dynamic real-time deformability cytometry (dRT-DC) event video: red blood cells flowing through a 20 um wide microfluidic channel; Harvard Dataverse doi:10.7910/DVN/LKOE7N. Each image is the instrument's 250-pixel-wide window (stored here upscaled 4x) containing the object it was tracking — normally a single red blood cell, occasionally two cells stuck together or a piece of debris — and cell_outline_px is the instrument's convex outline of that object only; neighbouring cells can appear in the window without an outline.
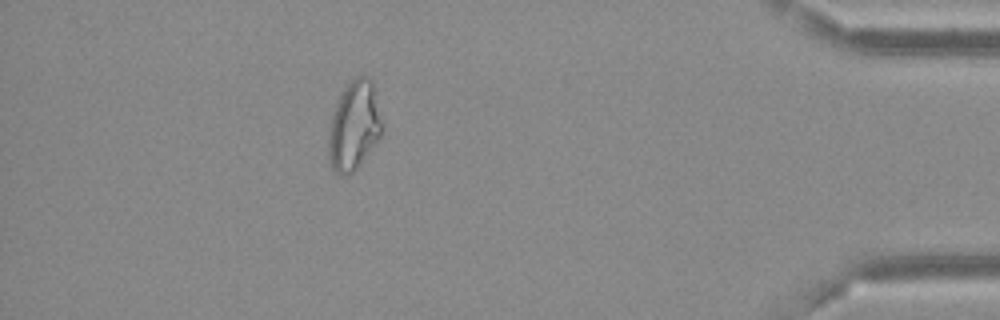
{"species": "Egyptian fruit bat (a non-hibernating species)", "species_latin": "Rousettus aegyptiacus", "temperature_condition": "cold", "stored_images_in_passage": 16, "segment_of_instrument_passage": [2, 2], "camera_frame_rate_fps": 3000, "um_per_image_px": 0.085, "frame": {"image": 1, "passage_image": 16, "time_ms": 19.333, "image_size_px": [1000, 320], "cell_outline_px": [[380, 136], [360, 164], [352, 172], [340, 176], [332, 168], [328, 160], [328, 136], [332, 116], [340, 92], [356, 76], [368, 76], [372, 80], [380, 120]], "centroid_in_image_um": [30.05, 10.7], "position_along_channel_um": 405.2, "area_um2": 27.17}}